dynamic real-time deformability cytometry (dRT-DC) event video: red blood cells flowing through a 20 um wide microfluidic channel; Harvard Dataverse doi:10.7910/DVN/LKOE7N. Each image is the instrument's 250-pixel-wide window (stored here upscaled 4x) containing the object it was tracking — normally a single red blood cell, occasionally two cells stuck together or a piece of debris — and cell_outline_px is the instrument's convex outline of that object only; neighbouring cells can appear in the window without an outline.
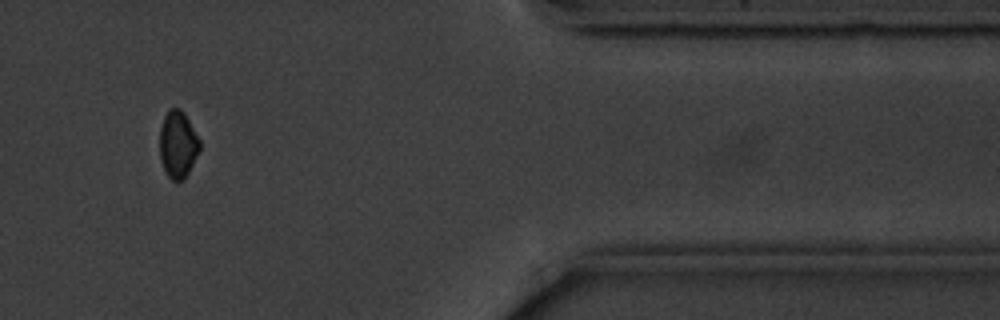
{"species": "common noctule bat (a hibernating species)", "species_latin": "Nyctalus noctula", "temperature_condition": "cold", "stored_images_in_passage": 12, "camera_frame_rate_fps": 3000, "um_per_image_px": 0.085, "animal": {"sex": "male", "body_mass_g": 20.1, "forearm_length_mm": 53.5}, "frame": {"image": 1, "passage_image": 10, "time_ms": 11.333, "image_size_px": [1000, 320], "cell_outline_px": [[200, 148], [184, 180], [172, 180], [168, 176], [160, 160], [160, 128], [164, 116], [172, 108], [180, 108], [184, 112], [200, 140]], "centroid_in_image_um": [15.11, 12.27], "position_along_channel_um": 396.3, "area_um2": 15.43}}